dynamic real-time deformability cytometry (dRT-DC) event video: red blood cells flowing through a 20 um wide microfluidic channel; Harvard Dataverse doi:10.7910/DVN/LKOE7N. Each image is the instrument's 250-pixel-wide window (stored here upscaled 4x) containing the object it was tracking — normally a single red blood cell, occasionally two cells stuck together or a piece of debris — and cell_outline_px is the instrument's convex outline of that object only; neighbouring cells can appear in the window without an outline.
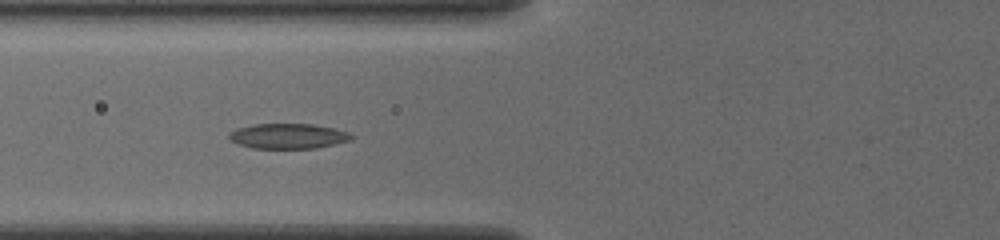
{"species": "common noctule bat (a hibernating species)", "species_latin": "Nyctalus noctula", "temperature_condition": "cold", "stored_images_in_passage": 46, "camera_frame_rate_fps": 3000, "um_per_image_px": 0.085, "animal": {"sex": "female", "body_mass_g": 19.5, "forearm_length_mm": 54.1}, "frame": {"image": 1, "passage_image": 15, "time_ms": 4.667, "image_size_px": [1000, 240], "cell_outline_px": [[352, 140], [316, 148], [252, 148], [236, 144], [228, 140], [228, 132], [236, 128], [252, 124], [312, 124], [332, 128], [348, 132], [352, 136]], "centroid_in_image_um": [24.41, 11.57], "position_along_channel_um": 101.4, "area_um2": 18.03}}
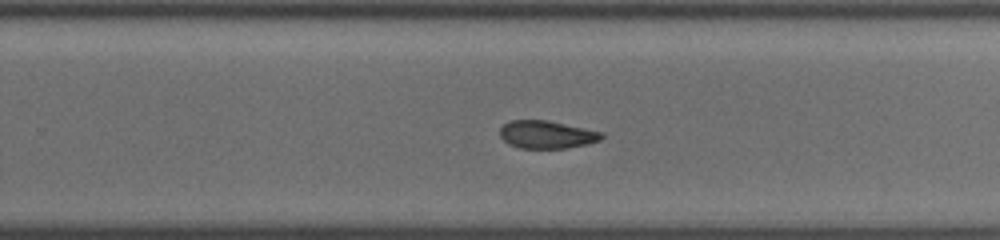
{"frame": {"image": 2, "passage_image": 29, "time_ms": 9.333, "image_size_px": [1000, 240], "cell_outline_px": [[604, 136], [600, 140], [588, 144], [564, 148], [520, 148], [508, 144], [500, 136], [500, 128], [504, 124], [512, 120], [548, 120], [604, 132]], "centroid_in_image_um": [46.49, 11.43], "position_along_channel_um": 283.3, "area_um2": 16.53}}
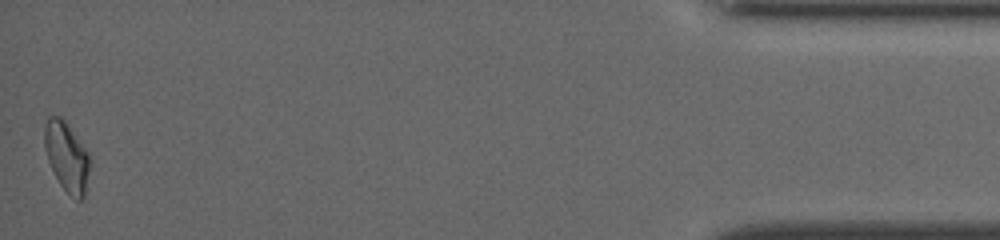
{"frame": {"image": 3, "passage_image": 46, "time_ms": 15.0, "image_size_px": [1000, 240], "cell_outline_px": [[88, 172], [84, 196], [80, 200], [76, 200], [60, 184], [48, 160], [44, 148], [44, 124], [48, 116], [60, 116], [64, 120], [88, 152]], "centroid_in_image_um": [5.63, 13.28], "position_along_channel_um": 429.6, "area_um2": 17.86}, "authors_computed_cell_mechanics": {"area_um2": 17.5712, "velocity_mm_per_s": 3.9103, "shape_relaxation_time_tau1_ms": 5.5325, "shape_relaxation_time_tau2_ms": 2.4916, "deformation_change_tau1": 0.1296, "deformation_change_tau2": 0.0813}}